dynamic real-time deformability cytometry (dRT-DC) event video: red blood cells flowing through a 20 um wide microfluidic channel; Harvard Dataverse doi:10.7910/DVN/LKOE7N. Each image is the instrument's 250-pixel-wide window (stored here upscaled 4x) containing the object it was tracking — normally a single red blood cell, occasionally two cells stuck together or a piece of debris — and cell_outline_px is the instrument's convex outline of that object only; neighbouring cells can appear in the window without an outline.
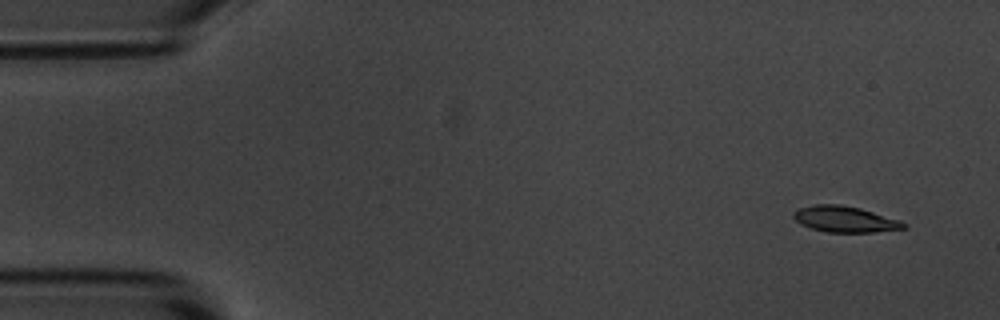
{"species": "common noctule bat (a hibernating species)", "species_latin": "Nyctalus noctula", "temperature_condition": "room temperature", "stored_images_in_passage": 53, "camera_frame_rate_fps": 3000, "um_per_image_px": 0.085, "animal": {"sex": "male", "body_mass_g": 20.1, "forearm_length_mm": 53.5}, "frame": {"image": 1, "passage_image": 1, "time_ms": 0.0, "image_size_px": [1000, 320], "cell_outline_px": [[908, 228], [872, 232], [828, 232], [812, 228], [800, 224], [792, 216], [792, 212], [800, 208], [816, 204], [840, 204], [860, 208], [900, 220], [908, 224]], "centroid_in_image_um": [71.83, 18.63], "position_along_channel_um": 13.2, "area_um2": 16.7}}
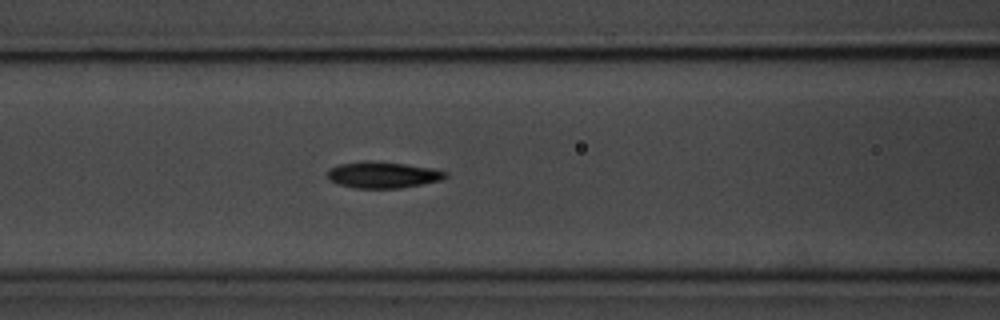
{"frame": {"image": 2, "passage_image": 20, "time_ms": 6.333, "image_size_px": [1000, 320], "cell_outline_px": [[448, 176], [440, 180], [400, 188], [356, 188], [340, 184], [328, 180], [328, 168], [340, 164], [364, 160], [368, 160], [404, 164], [432, 168], [448, 172]], "centroid_in_image_um": [32.52, 14.85], "position_along_channel_um": 134.1, "area_um2": 18.03}}
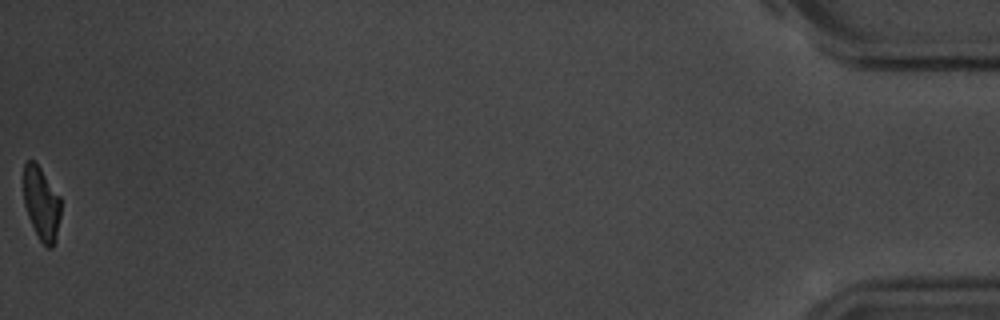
{"frame": {"image": 3, "passage_image": 53, "time_ms": 17.333, "image_size_px": [1000, 320], "cell_outline_px": [[60, 216], [56, 240], [52, 248], [48, 248], [40, 240], [28, 216], [24, 204], [24, 160], [32, 160], [40, 168], [60, 196]], "centroid_in_image_um": [3.52, 17.3], "position_along_channel_um": 431.7, "area_um2": 15.72}, "authors_computed_cell_mechanics": {"area_um2": 17.629, "velocity_mm_per_s": 3.6183, "shape_relaxation_time_tau1_ms": 2.6553, "shape_relaxation_time_tau2_ms": 3.8216, "deformation_change_tau1": 0.1407, "deformation_change_tau2": 0.0757}}